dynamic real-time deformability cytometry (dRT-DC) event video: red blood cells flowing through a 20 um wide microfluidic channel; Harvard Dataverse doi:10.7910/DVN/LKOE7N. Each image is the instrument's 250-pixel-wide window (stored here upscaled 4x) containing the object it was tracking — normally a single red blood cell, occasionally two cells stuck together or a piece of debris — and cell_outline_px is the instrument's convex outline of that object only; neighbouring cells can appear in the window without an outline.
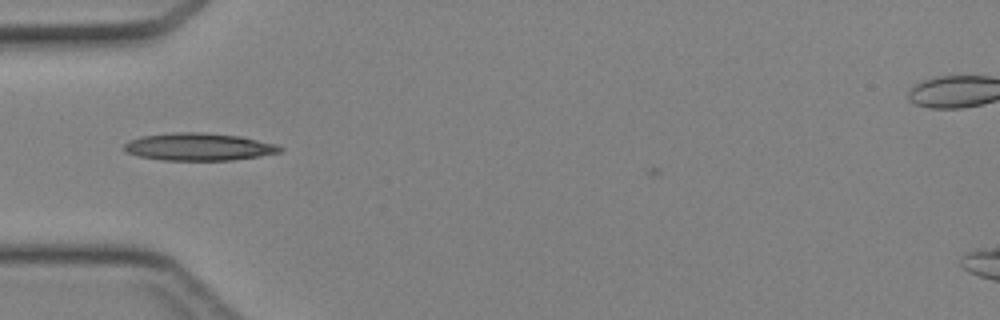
{"species": "Egyptian fruit bat (a non-hibernating species)", "species_latin": "Rousettus aegyptiacus", "temperature_condition": "cold", "stored_images_in_passage": 1, "camera_frame_rate_fps": 3000, "um_per_image_px": 0.085, "animal": {"sex": "female"}, "frame": {"image": 1, "passage_image": 1, "time_ms": 0.0, "image_size_px": [1000, 320], "cell_outline_px": [[284, 148], [280, 152], [260, 156], [232, 160], [164, 160], [140, 156], [128, 152], [124, 148], [124, 144], [128, 140], [140, 136], [176, 132], [204, 132], [240, 136], [276, 144]], "centroid_in_image_um": [16.91, 12.47], "position_along_channel_um": 68.1, "area_um2": 24.91}}